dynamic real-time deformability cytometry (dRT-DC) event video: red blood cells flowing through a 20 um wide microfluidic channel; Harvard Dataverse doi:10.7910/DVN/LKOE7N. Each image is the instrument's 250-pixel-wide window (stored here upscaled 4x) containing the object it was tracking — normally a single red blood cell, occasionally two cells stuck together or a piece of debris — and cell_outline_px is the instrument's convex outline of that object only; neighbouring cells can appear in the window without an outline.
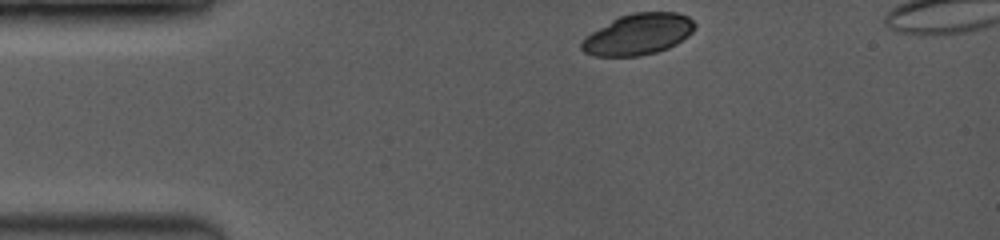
{"species": "common noctule bat (a hibernating species)", "species_latin": "Nyctalus noctula", "temperature_condition": "room temperature", "stored_images_in_passage": 3, "camera_frame_rate_fps": 3500, "um_per_image_px": 0.085, "animal": {"sex": "female", "body_mass_g": 19.0, "forearm_length_mm": 53.3}, "frame": {"image": 1, "passage_image": 1, "time_ms": 0.0, "image_size_px": [1000, 240], "cell_outline_px": [[696, 24], [692, 32], [688, 36], [676, 44], [668, 48], [656, 52], [640, 56], [592, 56], [584, 52], [580, 48], [580, 44], [592, 32], [612, 20], [620, 16], [632, 12], [676, 12], [688, 16]], "centroid_in_image_um": [54.26, 2.92], "position_along_channel_um": 30.7, "area_um2": 26.99}}